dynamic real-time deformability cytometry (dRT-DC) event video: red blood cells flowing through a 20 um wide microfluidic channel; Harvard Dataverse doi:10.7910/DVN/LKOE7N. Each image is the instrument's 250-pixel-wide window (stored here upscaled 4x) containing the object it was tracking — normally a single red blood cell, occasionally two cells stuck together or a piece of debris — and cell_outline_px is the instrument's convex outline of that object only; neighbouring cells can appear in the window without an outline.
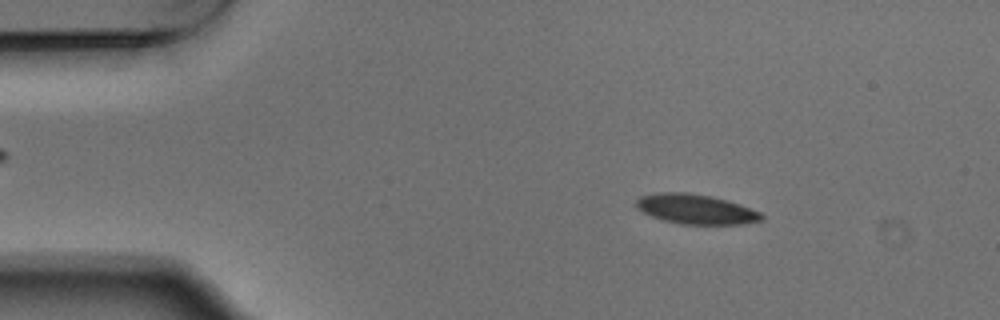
{"species": "Egyptian fruit bat (a non-hibernating species)", "species_latin": "Rousettus aegyptiacus", "temperature_condition": "warm", "stored_images_in_passage": 4, "camera_frame_rate_fps": 3000, "um_per_image_px": 0.085, "animal": {"sex": "male"}, "frame": {"image": 1, "passage_image": 2, "time_ms": 0.333, "image_size_px": [1000, 320], "cell_outline_px": [[764, 220], [740, 224], [680, 224], [664, 220], [652, 216], [636, 208], [636, 200], [640, 196], [656, 192], [688, 192], [712, 196], [728, 200], [740, 204], [760, 212], [764, 216]], "centroid_in_image_um": [59.15, 17.76], "position_along_channel_um": 25.9, "area_um2": 21.85}}